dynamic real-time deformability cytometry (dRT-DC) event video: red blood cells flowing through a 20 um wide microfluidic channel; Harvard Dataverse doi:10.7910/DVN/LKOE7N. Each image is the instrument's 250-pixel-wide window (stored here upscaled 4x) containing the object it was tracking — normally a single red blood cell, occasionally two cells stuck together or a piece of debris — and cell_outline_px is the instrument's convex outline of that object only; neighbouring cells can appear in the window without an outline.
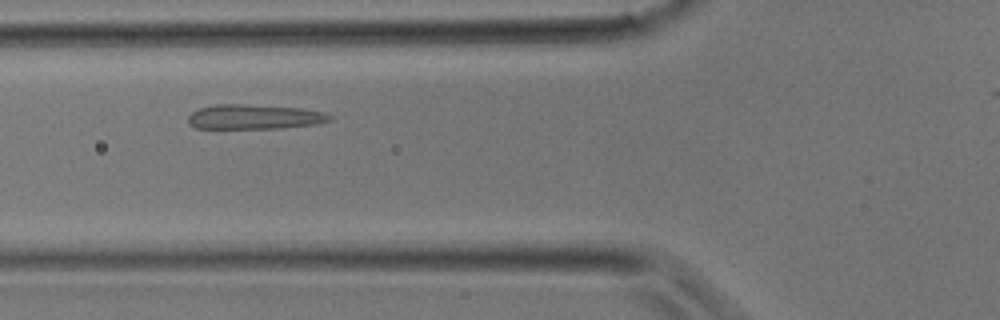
{"species": "common noctule bat (a hibernating species)", "species_latin": "Nyctalus noctula", "temperature_condition": "room temperature", "stored_images_in_passage": 23, "camera_frame_rate_fps": 3000, "um_per_image_px": 0.085, "animal": {"sex": "male", "body_mass_g": 17.9}, "frame": {"image": 1, "passage_image": 4, "time_ms": 1.0, "image_size_px": [1000, 320], "cell_outline_px": [[332, 120], [316, 124], [276, 128], [196, 128], [188, 124], [188, 116], [192, 112], [200, 108], [216, 104], [244, 104], [300, 108], [324, 112], [332, 116]], "centroid_in_image_um": [21.6, 9.93], "position_along_channel_um": 104.2, "area_um2": 20.29}}
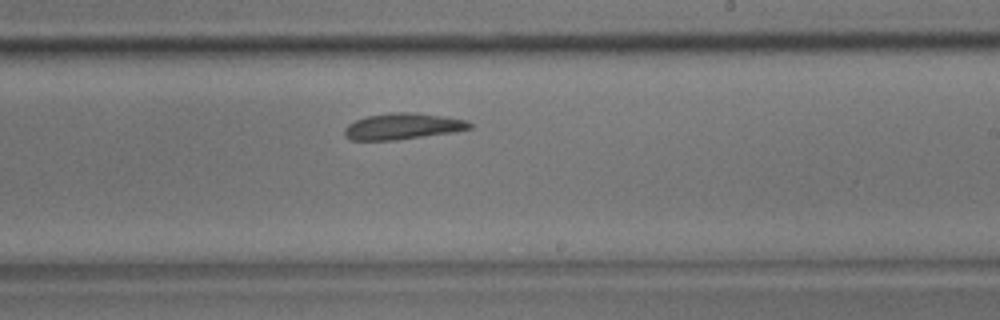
{"frame": {"image": 2, "passage_image": 12, "time_ms": 3.667, "image_size_px": [1000, 320], "cell_outline_px": [[472, 128], [456, 132], [396, 140], [352, 140], [344, 136], [344, 128], [348, 124], [356, 120], [368, 116], [392, 112], [412, 112], [468, 120], [472, 124]], "centroid_in_image_um": [34.24, 10.74], "position_along_channel_um": 254.8, "area_um2": 19.13}}
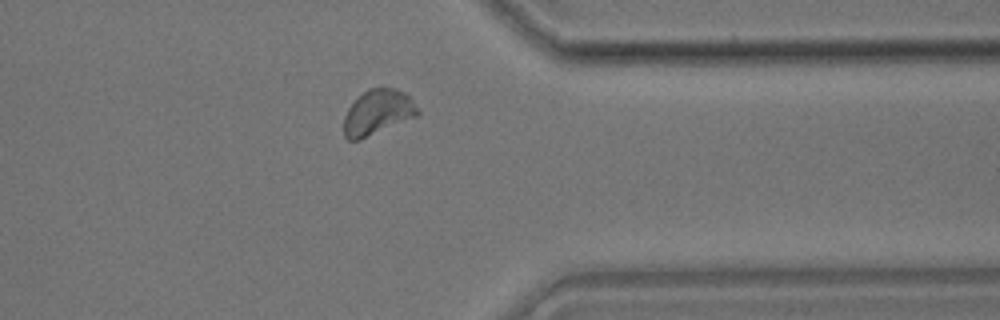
{"frame": {"image": 3, "passage_image": 19, "time_ms": 6.0, "image_size_px": [1000, 320], "cell_outline_px": [[420, 116], [360, 140], [348, 140], [344, 136], [344, 116], [348, 108], [368, 88], [396, 88], [404, 92], [412, 100], [420, 112]], "centroid_in_image_um": [32.13, 9.57], "position_along_channel_um": 379.3, "area_um2": 19.54}}